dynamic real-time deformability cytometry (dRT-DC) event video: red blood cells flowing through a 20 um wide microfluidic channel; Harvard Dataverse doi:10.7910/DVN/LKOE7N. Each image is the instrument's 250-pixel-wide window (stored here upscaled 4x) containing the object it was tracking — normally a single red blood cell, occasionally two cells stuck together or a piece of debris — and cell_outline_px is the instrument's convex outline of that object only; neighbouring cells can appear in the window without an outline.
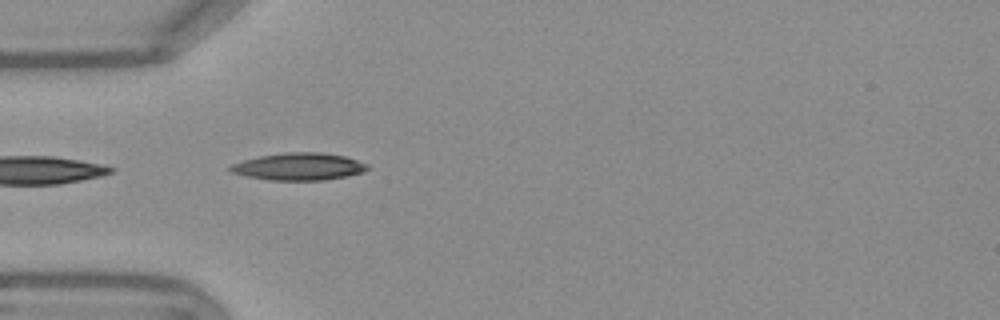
{"species": "Egyptian fruit bat (a non-hibernating species)", "species_latin": "Rousettus aegyptiacus", "temperature_condition": "warm", "stored_images_in_passage": 34, "camera_frame_rate_fps": 3000, "um_per_image_px": 0.085, "frame": {"image": 1, "passage_image": 1, "time_ms": 0.0, "image_size_px": [1000, 320], "cell_outline_px": [[372, 168], [364, 172], [324, 180], [268, 180], [244, 176], [232, 172], [228, 168], [232, 164], [244, 160], [260, 156], [288, 152], [320, 152], [344, 156], [368, 164]], "centroid_in_image_um": [25.42, 14.16], "position_along_channel_um": 59.6, "area_um2": 21.73}}
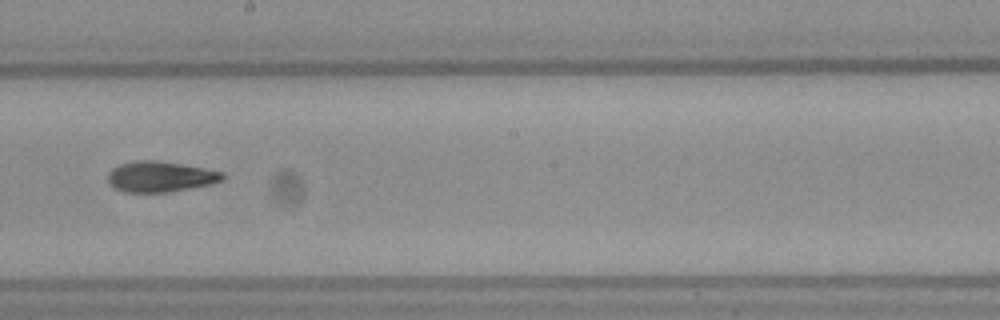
{"frame": {"image": 2, "passage_image": 15, "time_ms": 4.667, "image_size_px": [1000, 320], "cell_outline_px": [[224, 180], [212, 184], [168, 192], [124, 192], [108, 184], [108, 172], [112, 168], [120, 164], [136, 160], [156, 160], [204, 168], [224, 172]], "centroid_in_image_um": [13.62, 15.01], "position_along_channel_um": 234.6, "area_um2": 20.52}, "authors_computed_cell_mechanics": {"area_um2": 20.2011, "velocity_mm_per_s": 3.7829, "shape_relaxation_time_tau1_ms": null, "shape_relaxation_time_tau2_ms": 4.9805, "deformation_change_tau1": null, "deformation_change_tau2": 0.1485}}